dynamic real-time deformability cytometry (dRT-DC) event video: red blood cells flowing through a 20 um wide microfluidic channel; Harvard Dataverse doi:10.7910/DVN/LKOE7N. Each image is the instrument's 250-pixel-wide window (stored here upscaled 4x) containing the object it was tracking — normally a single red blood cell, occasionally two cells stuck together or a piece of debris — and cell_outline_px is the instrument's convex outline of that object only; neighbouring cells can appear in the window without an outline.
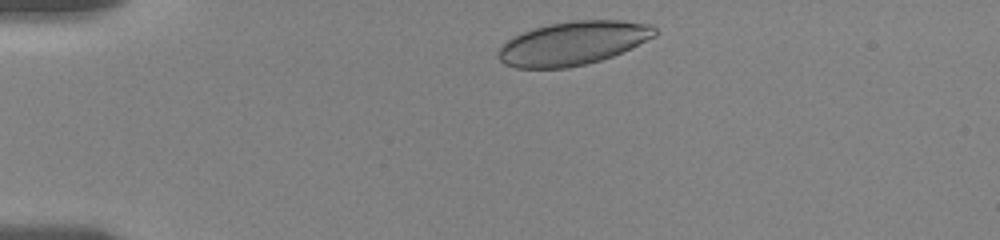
{"species": "human", "species_latin": "Homo sapiens", "temperature_condition": "room temperature", "stored_images_in_passage": 41, "camera_frame_rate_fps": 3000, "um_per_image_px": 0.085, "donor": {"sex": "female"}, "frame": {"image": 1, "passage_image": 2, "time_ms": 0.333, "image_size_px": [1000, 240], "cell_outline_px": [[660, 32], [656, 36], [632, 48], [612, 56], [600, 60], [568, 68], [516, 68], [504, 64], [496, 56], [496, 52], [512, 36], [532, 28], [548, 24], [572, 20], [620, 20], [652, 24]], "centroid_in_image_um": [48.72, 3.66], "position_along_channel_um": 36.3, "area_um2": 40.17}}
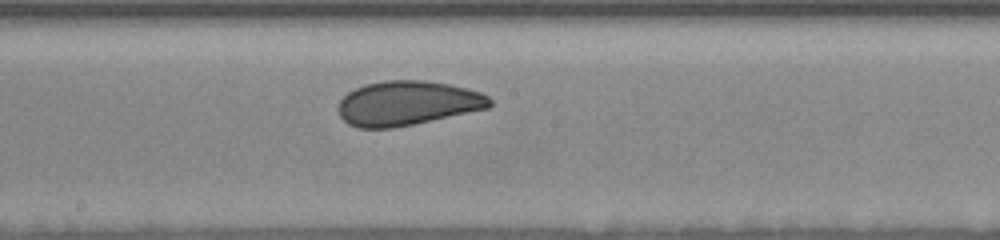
{"frame": {"image": 2, "passage_image": 21, "time_ms": 6.667, "image_size_px": [1000, 240], "cell_outline_px": [[492, 104], [488, 108], [412, 124], [392, 128], [356, 128], [348, 124], [340, 116], [340, 100], [348, 92], [364, 84], [384, 80], [424, 80], [448, 84], [468, 88], [480, 92], [488, 96], [492, 100]], "centroid_in_image_um": [34.63, 8.76], "position_along_channel_um": 213.6, "area_um2": 39.07}}
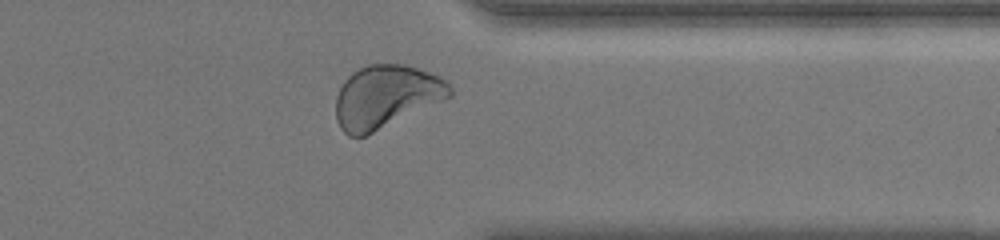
{"frame": {"image": 3, "passage_image": 35, "time_ms": 11.333, "image_size_px": [1000, 240], "cell_outline_px": [[452, 96], [364, 136], [348, 136], [340, 128], [336, 120], [336, 96], [344, 80], [352, 72], [368, 64], [408, 64], [440, 76], [452, 88]], "centroid_in_image_um": [32.8, 8.19], "position_along_channel_um": 378.6, "area_um2": 41.56}, "authors_computed_cell_mechanics": {"area_um2": 39.7664, "velocity_mm_per_s": 3.5912, "shape_relaxation_time_tau1_ms": 3.6729, "shape_relaxation_time_tau2_ms": 1.0677, "deformation_change_tau1": 0.0828, "deformation_change_tau2": 0.0609}}